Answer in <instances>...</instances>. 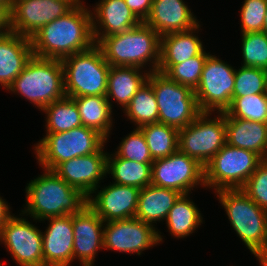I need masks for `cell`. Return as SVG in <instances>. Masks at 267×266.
I'll list each match as a JSON object with an SVG mask.
<instances>
[{
	"label": "cell",
	"mask_w": 267,
	"mask_h": 266,
	"mask_svg": "<svg viewBox=\"0 0 267 266\" xmlns=\"http://www.w3.org/2000/svg\"><path fill=\"white\" fill-rule=\"evenodd\" d=\"M82 3L80 0L68 13L48 23L30 38L34 56L62 60L95 44L91 10Z\"/></svg>",
	"instance_id": "obj_1"
},
{
	"label": "cell",
	"mask_w": 267,
	"mask_h": 266,
	"mask_svg": "<svg viewBox=\"0 0 267 266\" xmlns=\"http://www.w3.org/2000/svg\"><path fill=\"white\" fill-rule=\"evenodd\" d=\"M39 175L26 186L25 214L38 221L51 217H60L78 213L86 204L87 197L78 189L71 187L54 171L43 169Z\"/></svg>",
	"instance_id": "obj_2"
},
{
	"label": "cell",
	"mask_w": 267,
	"mask_h": 266,
	"mask_svg": "<svg viewBox=\"0 0 267 266\" xmlns=\"http://www.w3.org/2000/svg\"><path fill=\"white\" fill-rule=\"evenodd\" d=\"M96 45L110 66L137 67L142 70L145 65L152 64L150 73L158 69L161 36L145 22L122 33L104 37Z\"/></svg>",
	"instance_id": "obj_3"
},
{
	"label": "cell",
	"mask_w": 267,
	"mask_h": 266,
	"mask_svg": "<svg viewBox=\"0 0 267 266\" xmlns=\"http://www.w3.org/2000/svg\"><path fill=\"white\" fill-rule=\"evenodd\" d=\"M8 90L19 93L42 111L52 102L66 97L61 60L33 55Z\"/></svg>",
	"instance_id": "obj_4"
},
{
	"label": "cell",
	"mask_w": 267,
	"mask_h": 266,
	"mask_svg": "<svg viewBox=\"0 0 267 266\" xmlns=\"http://www.w3.org/2000/svg\"><path fill=\"white\" fill-rule=\"evenodd\" d=\"M66 97L106 96L110 65L101 49H90L69 55L61 60Z\"/></svg>",
	"instance_id": "obj_5"
},
{
	"label": "cell",
	"mask_w": 267,
	"mask_h": 266,
	"mask_svg": "<svg viewBox=\"0 0 267 266\" xmlns=\"http://www.w3.org/2000/svg\"><path fill=\"white\" fill-rule=\"evenodd\" d=\"M215 193L237 236L255 255L267 242V211L241 189H223Z\"/></svg>",
	"instance_id": "obj_6"
},
{
	"label": "cell",
	"mask_w": 267,
	"mask_h": 266,
	"mask_svg": "<svg viewBox=\"0 0 267 266\" xmlns=\"http://www.w3.org/2000/svg\"><path fill=\"white\" fill-rule=\"evenodd\" d=\"M97 131L80 126L61 133H46L35 145L37 162L43 169L54 170L60 163L96 153L106 143Z\"/></svg>",
	"instance_id": "obj_7"
},
{
	"label": "cell",
	"mask_w": 267,
	"mask_h": 266,
	"mask_svg": "<svg viewBox=\"0 0 267 266\" xmlns=\"http://www.w3.org/2000/svg\"><path fill=\"white\" fill-rule=\"evenodd\" d=\"M147 81L151 84L158 109V122L185 128L201 113L194 90L170 79L159 71L149 73Z\"/></svg>",
	"instance_id": "obj_8"
},
{
	"label": "cell",
	"mask_w": 267,
	"mask_h": 266,
	"mask_svg": "<svg viewBox=\"0 0 267 266\" xmlns=\"http://www.w3.org/2000/svg\"><path fill=\"white\" fill-rule=\"evenodd\" d=\"M262 161L255 152L226 143L204 166V187L241 189Z\"/></svg>",
	"instance_id": "obj_9"
},
{
	"label": "cell",
	"mask_w": 267,
	"mask_h": 266,
	"mask_svg": "<svg viewBox=\"0 0 267 266\" xmlns=\"http://www.w3.org/2000/svg\"><path fill=\"white\" fill-rule=\"evenodd\" d=\"M216 113L219 116L211 119L212 112H201L192 123L179 129L178 150L202 166L227 143L225 112Z\"/></svg>",
	"instance_id": "obj_10"
},
{
	"label": "cell",
	"mask_w": 267,
	"mask_h": 266,
	"mask_svg": "<svg viewBox=\"0 0 267 266\" xmlns=\"http://www.w3.org/2000/svg\"><path fill=\"white\" fill-rule=\"evenodd\" d=\"M235 70L215 55L207 57L199 84L194 90L201 112H225L230 107Z\"/></svg>",
	"instance_id": "obj_11"
},
{
	"label": "cell",
	"mask_w": 267,
	"mask_h": 266,
	"mask_svg": "<svg viewBox=\"0 0 267 266\" xmlns=\"http://www.w3.org/2000/svg\"><path fill=\"white\" fill-rule=\"evenodd\" d=\"M151 184L189 194L199 184L204 187V166L178 150L152 163Z\"/></svg>",
	"instance_id": "obj_12"
},
{
	"label": "cell",
	"mask_w": 267,
	"mask_h": 266,
	"mask_svg": "<svg viewBox=\"0 0 267 266\" xmlns=\"http://www.w3.org/2000/svg\"><path fill=\"white\" fill-rule=\"evenodd\" d=\"M80 0H14L12 32L31 38L42 27L68 13Z\"/></svg>",
	"instance_id": "obj_13"
},
{
	"label": "cell",
	"mask_w": 267,
	"mask_h": 266,
	"mask_svg": "<svg viewBox=\"0 0 267 266\" xmlns=\"http://www.w3.org/2000/svg\"><path fill=\"white\" fill-rule=\"evenodd\" d=\"M0 242L19 266H44L42 232L25 217L11 215L2 228Z\"/></svg>",
	"instance_id": "obj_14"
},
{
	"label": "cell",
	"mask_w": 267,
	"mask_h": 266,
	"mask_svg": "<svg viewBox=\"0 0 267 266\" xmlns=\"http://www.w3.org/2000/svg\"><path fill=\"white\" fill-rule=\"evenodd\" d=\"M106 224V226H105ZM104 224L103 249L141 253L162 242L163 238L154 225L137 218L109 221ZM160 233V234H159Z\"/></svg>",
	"instance_id": "obj_15"
},
{
	"label": "cell",
	"mask_w": 267,
	"mask_h": 266,
	"mask_svg": "<svg viewBox=\"0 0 267 266\" xmlns=\"http://www.w3.org/2000/svg\"><path fill=\"white\" fill-rule=\"evenodd\" d=\"M107 154L103 145L96 153L60 163L53 171L88 198L107 175Z\"/></svg>",
	"instance_id": "obj_16"
},
{
	"label": "cell",
	"mask_w": 267,
	"mask_h": 266,
	"mask_svg": "<svg viewBox=\"0 0 267 266\" xmlns=\"http://www.w3.org/2000/svg\"><path fill=\"white\" fill-rule=\"evenodd\" d=\"M87 198V205L106 223L135 218L139 188L112 183ZM94 196V198H93Z\"/></svg>",
	"instance_id": "obj_17"
},
{
	"label": "cell",
	"mask_w": 267,
	"mask_h": 266,
	"mask_svg": "<svg viewBox=\"0 0 267 266\" xmlns=\"http://www.w3.org/2000/svg\"><path fill=\"white\" fill-rule=\"evenodd\" d=\"M72 224L73 261L78 258L82 266H92L96 253L103 249L105 222L86 204L72 215Z\"/></svg>",
	"instance_id": "obj_18"
},
{
	"label": "cell",
	"mask_w": 267,
	"mask_h": 266,
	"mask_svg": "<svg viewBox=\"0 0 267 266\" xmlns=\"http://www.w3.org/2000/svg\"><path fill=\"white\" fill-rule=\"evenodd\" d=\"M44 220L49 221L46 231L42 232L44 266H69L73 262L72 215Z\"/></svg>",
	"instance_id": "obj_19"
},
{
	"label": "cell",
	"mask_w": 267,
	"mask_h": 266,
	"mask_svg": "<svg viewBox=\"0 0 267 266\" xmlns=\"http://www.w3.org/2000/svg\"><path fill=\"white\" fill-rule=\"evenodd\" d=\"M95 6L94 12L91 11L95 44L104 37L122 33L141 23L124 0H101Z\"/></svg>",
	"instance_id": "obj_20"
},
{
	"label": "cell",
	"mask_w": 267,
	"mask_h": 266,
	"mask_svg": "<svg viewBox=\"0 0 267 266\" xmlns=\"http://www.w3.org/2000/svg\"><path fill=\"white\" fill-rule=\"evenodd\" d=\"M145 23L160 36L193 29L199 24L183 0H153Z\"/></svg>",
	"instance_id": "obj_21"
},
{
	"label": "cell",
	"mask_w": 267,
	"mask_h": 266,
	"mask_svg": "<svg viewBox=\"0 0 267 266\" xmlns=\"http://www.w3.org/2000/svg\"><path fill=\"white\" fill-rule=\"evenodd\" d=\"M33 56L31 39L10 32L0 35V84L6 90Z\"/></svg>",
	"instance_id": "obj_22"
},
{
	"label": "cell",
	"mask_w": 267,
	"mask_h": 266,
	"mask_svg": "<svg viewBox=\"0 0 267 266\" xmlns=\"http://www.w3.org/2000/svg\"><path fill=\"white\" fill-rule=\"evenodd\" d=\"M200 28V23L191 30L174 32L161 36L160 62L157 71L166 73L173 65L200 55L203 43L194 33Z\"/></svg>",
	"instance_id": "obj_23"
},
{
	"label": "cell",
	"mask_w": 267,
	"mask_h": 266,
	"mask_svg": "<svg viewBox=\"0 0 267 266\" xmlns=\"http://www.w3.org/2000/svg\"><path fill=\"white\" fill-rule=\"evenodd\" d=\"M227 144L255 152L263 160L267 155V123L229 117L225 113Z\"/></svg>",
	"instance_id": "obj_24"
},
{
	"label": "cell",
	"mask_w": 267,
	"mask_h": 266,
	"mask_svg": "<svg viewBox=\"0 0 267 266\" xmlns=\"http://www.w3.org/2000/svg\"><path fill=\"white\" fill-rule=\"evenodd\" d=\"M181 195L174 189L147 185L140 190L135 218L151 225L166 220L169 210Z\"/></svg>",
	"instance_id": "obj_25"
},
{
	"label": "cell",
	"mask_w": 267,
	"mask_h": 266,
	"mask_svg": "<svg viewBox=\"0 0 267 266\" xmlns=\"http://www.w3.org/2000/svg\"><path fill=\"white\" fill-rule=\"evenodd\" d=\"M137 67L111 66L108 74L106 98L112 107L113 99L124 109L136 92L147 82L149 71Z\"/></svg>",
	"instance_id": "obj_26"
},
{
	"label": "cell",
	"mask_w": 267,
	"mask_h": 266,
	"mask_svg": "<svg viewBox=\"0 0 267 266\" xmlns=\"http://www.w3.org/2000/svg\"><path fill=\"white\" fill-rule=\"evenodd\" d=\"M72 99L78 107L82 125L97 131L108 141L113 114L106 96H80Z\"/></svg>",
	"instance_id": "obj_27"
},
{
	"label": "cell",
	"mask_w": 267,
	"mask_h": 266,
	"mask_svg": "<svg viewBox=\"0 0 267 266\" xmlns=\"http://www.w3.org/2000/svg\"><path fill=\"white\" fill-rule=\"evenodd\" d=\"M111 155L107 154L106 174L113 176V183L139 189L151 184L152 163L131 161L119 157L116 153Z\"/></svg>",
	"instance_id": "obj_28"
},
{
	"label": "cell",
	"mask_w": 267,
	"mask_h": 266,
	"mask_svg": "<svg viewBox=\"0 0 267 266\" xmlns=\"http://www.w3.org/2000/svg\"><path fill=\"white\" fill-rule=\"evenodd\" d=\"M189 194H182L169 210L166 224L171 235L184 238L192 234L203 222L201 213Z\"/></svg>",
	"instance_id": "obj_29"
},
{
	"label": "cell",
	"mask_w": 267,
	"mask_h": 266,
	"mask_svg": "<svg viewBox=\"0 0 267 266\" xmlns=\"http://www.w3.org/2000/svg\"><path fill=\"white\" fill-rule=\"evenodd\" d=\"M139 129L145 137L153 161L178 151L179 129L161 122L146 124Z\"/></svg>",
	"instance_id": "obj_30"
},
{
	"label": "cell",
	"mask_w": 267,
	"mask_h": 266,
	"mask_svg": "<svg viewBox=\"0 0 267 266\" xmlns=\"http://www.w3.org/2000/svg\"><path fill=\"white\" fill-rule=\"evenodd\" d=\"M42 111L47 116V133H61L82 126L78 107L72 98L54 101Z\"/></svg>",
	"instance_id": "obj_31"
},
{
	"label": "cell",
	"mask_w": 267,
	"mask_h": 266,
	"mask_svg": "<svg viewBox=\"0 0 267 266\" xmlns=\"http://www.w3.org/2000/svg\"><path fill=\"white\" fill-rule=\"evenodd\" d=\"M125 115L134 122L136 128L158 122L159 109L151 84L147 81L123 109Z\"/></svg>",
	"instance_id": "obj_32"
},
{
	"label": "cell",
	"mask_w": 267,
	"mask_h": 266,
	"mask_svg": "<svg viewBox=\"0 0 267 266\" xmlns=\"http://www.w3.org/2000/svg\"><path fill=\"white\" fill-rule=\"evenodd\" d=\"M225 113L229 117L267 123L266 94L236 97Z\"/></svg>",
	"instance_id": "obj_33"
},
{
	"label": "cell",
	"mask_w": 267,
	"mask_h": 266,
	"mask_svg": "<svg viewBox=\"0 0 267 266\" xmlns=\"http://www.w3.org/2000/svg\"><path fill=\"white\" fill-rule=\"evenodd\" d=\"M267 71L261 68L241 66L235 70V85L232 101L236 97L265 94Z\"/></svg>",
	"instance_id": "obj_34"
},
{
	"label": "cell",
	"mask_w": 267,
	"mask_h": 266,
	"mask_svg": "<svg viewBox=\"0 0 267 266\" xmlns=\"http://www.w3.org/2000/svg\"><path fill=\"white\" fill-rule=\"evenodd\" d=\"M242 66L261 68L267 71V34L248 32L242 34Z\"/></svg>",
	"instance_id": "obj_35"
},
{
	"label": "cell",
	"mask_w": 267,
	"mask_h": 266,
	"mask_svg": "<svg viewBox=\"0 0 267 266\" xmlns=\"http://www.w3.org/2000/svg\"><path fill=\"white\" fill-rule=\"evenodd\" d=\"M209 55L204 50L200 55L173 65L165 74L175 82L195 90L199 84L204 63Z\"/></svg>",
	"instance_id": "obj_36"
},
{
	"label": "cell",
	"mask_w": 267,
	"mask_h": 266,
	"mask_svg": "<svg viewBox=\"0 0 267 266\" xmlns=\"http://www.w3.org/2000/svg\"><path fill=\"white\" fill-rule=\"evenodd\" d=\"M115 153L121 157L131 161L140 163H153V159L146 143L145 137L139 128L134 129V131L124 139L117 147Z\"/></svg>",
	"instance_id": "obj_37"
},
{
	"label": "cell",
	"mask_w": 267,
	"mask_h": 266,
	"mask_svg": "<svg viewBox=\"0 0 267 266\" xmlns=\"http://www.w3.org/2000/svg\"><path fill=\"white\" fill-rule=\"evenodd\" d=\"M241 32H262L267 11V0H244L241 7Z\"/></svg>",
	"instance_id": "obj_38"
},
{
	"label": "cell",
	"mask_w": 267,
	"mask_h": 266,
	"mask_svg": "<svg viewBox=\"0 0 267 266\" xmlns=\"http://www.w3.org/2000/svg\"><path fill=\"white\" fill-rule=\"evenodd\" d=\"M241 190L259 207L267 211V162L263 160Z\"/></svg>",
	"instance_id": "obj_39"
},
{
	"label": "cell",
	"mask_w": 267,
	"mask_h": 266,
	"mask_svg": "<svg viewBox=\"0 0 267 266\" xmlns=\"http://www.w3.org/2000/svg\"><path fill=\"white\" fill-rule=\"evenodd\" d=\"M126 5L131 9L135 16L141 21L145 22L148 18L153 0H124Z\"/></svg>",
	"instance_id": "obj_40"
},
{
	"label": "cell",
	"mask_w": 267,
	"mask_h": 266,
	"mask_svg": "<svg viewBox=\"0 0 267 266\" xmlns=\"http://www.w3.org/2000/svg\"><path fill=\"white\" fill-rule=\"evenodd\" d=\"M10 32H12L11 9L5 3H0V35Z\"/></svg>",
	"instance_id": "obj_41"
},
{
	"label": "cell",
	"mask_w": 267,
	"mask_h": 266,
	"mask_svg": "<svg viewBox=\"0 0 267 266\" xmlns=\"http://www.w3.org/2000/svg\"><path fill=\"white\" fill-rule=\"evenodd\" d=\"M2 198L3 197L0 196V233L2 231L4 224L6 223V221L12 214L10 213V210H9L11 208H9V205L7 204V202Z\"/></svg>",
	"instance_id": "obj_42"
},
{
	"label": "cell",
	"mask_w": 267,
	"mask_h": 266,
	"mask_svg": "<svg viewBox=\"0 0 267 266\" xmlns=\"http://www.w3.org/2000/svg\"><path fill=\"white\" fill-rule=\"evenodd\" d=\"M254 256L262 266H267V242Z\"/></svg>",
	"instance_id": "obj_43"
},
{
	"label": "cell",
	"mask_w": 267,
	"mask_h": 266,
	"mask_svg": "<svg viewBox=\"0 0 267 266\" xmlns=\"http://www.w3.org/2000/svg\"><path fill=\"white\" fill-rule=\"evenodd\" d=\"M14 0H0V3H5L10 9L12 8Z\"/></svg>",
	"instance_id": "obj_44"
},
{
	"label": "cell",
	"mask_w": 267,
	"mask_h": 266,
	"mask_svg": "<svg viewBox=\"0 0 267 266\" xmlns=\"http://www.w3.org/2000/svg\"><path fill=\"white\" fill-rule=\"evenodd\" d=\"M262 32H264L265 34H267V11H266V15H265V18H264V25H263Z\"/></svg>",
	"instance_id": "obj_45"
},
{
	"label": "cell",
	"mask_w": 267,
	"mask_h": 266,
	"mask_svg": "<svg viewBox=\"0 0 267 266\" xmlns=\"http://www.w3.org/2000/svg\"><path fill=\"white\" fill-rule=\"evenodd\" d=\"M265 94H266V98H267V83H266V92H265Z\"/></svg>",
	"instance_id": "obj_46"
}]
</instances>
